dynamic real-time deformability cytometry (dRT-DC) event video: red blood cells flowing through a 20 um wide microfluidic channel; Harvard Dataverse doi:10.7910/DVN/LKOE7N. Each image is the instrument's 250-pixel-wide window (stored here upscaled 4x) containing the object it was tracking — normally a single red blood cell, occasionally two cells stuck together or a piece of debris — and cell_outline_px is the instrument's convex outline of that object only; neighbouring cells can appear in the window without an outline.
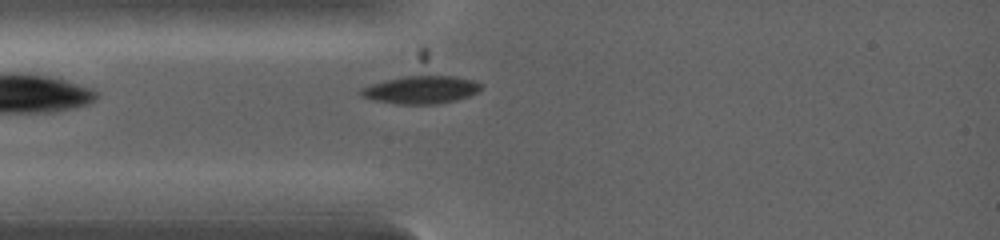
{"species": "common noctule bat (a hibernating species)", "species_latin": "Nyctalus noctula", "temperature_condition": "warm", "stored_images_in_passage": 7, "camera_frame_rate_fps": 5000, "um_per_image_px": 0.085, "animal": {"sex": "female", "body_mass_g": 19.0, "forearm_length_mm": 53.3}, "frame": {"image": 1, "passage_image": 3, "time_ms": 0.6, "image_size_px": [1000, 240], "cell_outline_px": [[480, 88], [476, 92], [468, 96], [456, 100], [436, 104], [396, 104], [372, 100], [360, 96], [360, 88], [384, 80], [404, 76], [456, 76], [472, 80], [480, 84]], "centroid_in_image_um": [35.72, 7.63], "position_along_channel_um": 49.3, "area_um2": 19.36}}
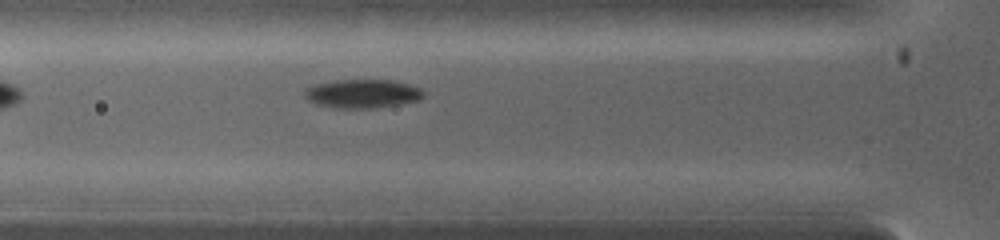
{"frame": {"image": 2, "passage_image": 5, "time_ms": 1.4, "image_size_px": [1000, 240], "cell_outline_px": [[424, 96], [416, 100], [400, 104], [376, 108], [336, 108], [316, 104], [308, 100], [304, 96], [304, 92], [308, 88], [316, 84], [336, 80], [392, 80], [408, 84], [420, 88], [424, 92]], "centroid_in_image_um": [30.8, 7.96], "position_along_channel_um": 95.0, "area_um2": 19.77}}
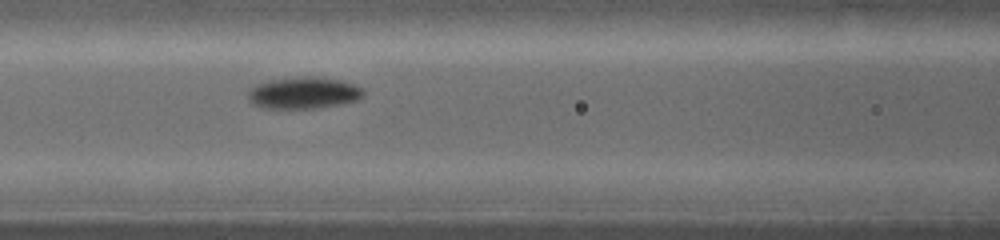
{"frame": {"image": 3, "passage_image": 7, "time_ms": 2.2, "image_size_px": [1000, 240], "cell_outline_px": [[364, 96], [356, 100], [340, 104], [316, 108], [264, 108], [252, 104], [248, 100], [248, 92], [256, 84], [268, 80], [296, 76], [316, 76], [340, 80], [352, 84], [360, 88], [364, 92]], "centroid_in_image_um": [25.77, 7.88], "position_along_channel_um": 140.8, "area_um2": 21.39}}